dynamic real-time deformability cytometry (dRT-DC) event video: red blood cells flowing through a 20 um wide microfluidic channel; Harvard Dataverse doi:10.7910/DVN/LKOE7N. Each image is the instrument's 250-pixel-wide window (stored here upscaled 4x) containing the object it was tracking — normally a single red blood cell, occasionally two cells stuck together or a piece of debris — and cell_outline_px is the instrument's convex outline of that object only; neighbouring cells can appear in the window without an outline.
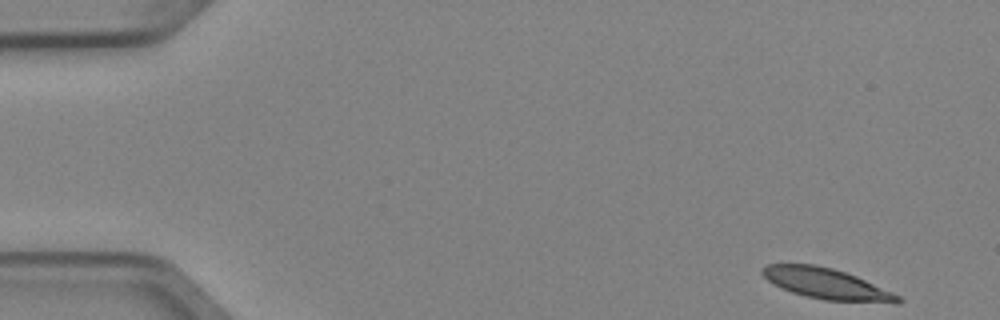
{"species": "Egyptian fruit bat (a non-hibernating species)", "species_latin": "Rousettus aegyptiacus", "temperature_condition": "cold", "stored_images_in_passage": 4, "camera_frame_rate_fps": 3000, "um_per_image_px": 0.085, "animal": {"sex": "female"}, "frame": {"image": 1, "passage_image": 1, "time_ms": 0.0, "image_size_px": [1000, 320], "cell_outline_px": [[904, 300], [900, 304], [896, 304], [824, 300], [792, 292], [780, 288], [772, 284], [760, 272], [760, 268], [768, 264], [812, 264], [832, 268], [856, 276], [892, 292], [900, 296]], "centroid_in_image_um": [70.28, 24.13], "position_along_channel_um": 14.7, "area_um2": 24.45}}
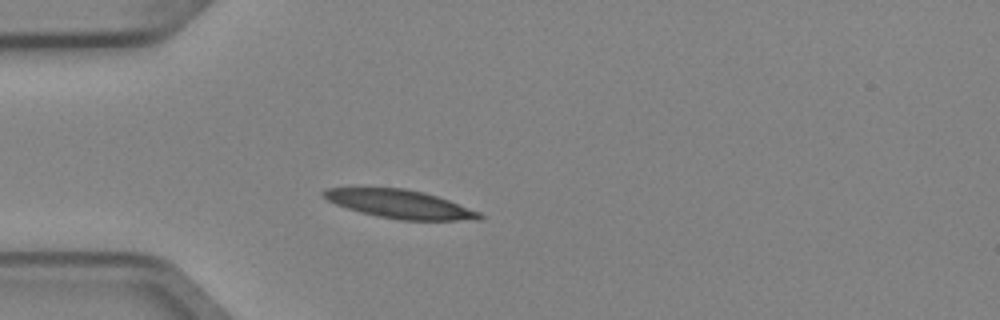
{"frame": {"image": 2, "passage_image": 4, "time_ms": 1.0, "image_size_px": [1000, 320], "cell_outline_px": [[484, 216], [480, 220], [400, 220], [376, 216], [360, 212], [336, 204], [328, 200], [320, 192], [324, 188], [404, 188], [424, 192], [448, 200], [480, 212]], "centroid_in_image_um": [33.99, 17.35], "position_along_channel_um": 51.0, "area_um2": 25.66}}